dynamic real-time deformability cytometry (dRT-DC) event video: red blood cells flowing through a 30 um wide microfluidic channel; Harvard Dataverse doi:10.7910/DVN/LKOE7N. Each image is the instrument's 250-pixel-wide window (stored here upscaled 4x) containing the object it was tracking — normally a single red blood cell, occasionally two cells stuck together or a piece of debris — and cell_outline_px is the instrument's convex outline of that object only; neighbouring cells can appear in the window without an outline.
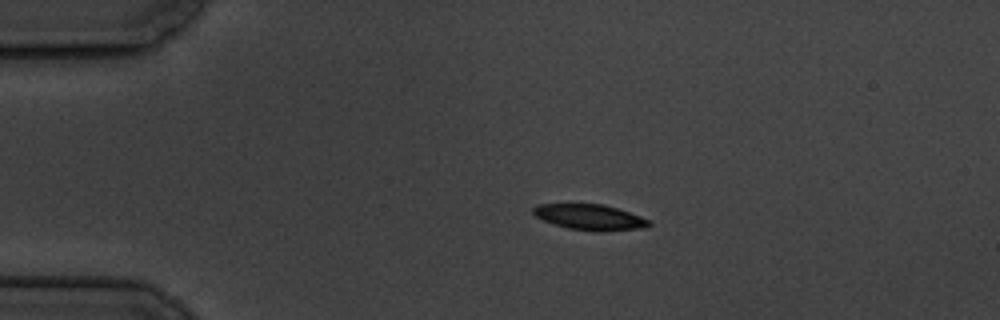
{"species": "common noctule bat (a hibernating species)", "species_latin": "Nyctalus noctula", "temperature_condition": "cold", "stored_images_in_passage": 5, "camera_frame_rate_fps": 3000, "um_per_image_px": 0.085, "animal": {"sex": "male", "body_mass_g": 19.5, "forearm_length_mm": 54.6}, "frame": {"image": 1, "passage_image": 1, "time_ms": 0.0, "image_size_px": [1000, 320], "cell_outline_px": [[652, 224], [648, 228], [600, 232], [596, 232], [568, 228], [544, 220], [536, 216], [532, 212], [532, 208], [536, 204], [604, 204], [652, 220]], "centroid_in_image_um": [50.2, 18.47], "position_along_channel_um": 34.8, "area_um2": 17.46}}
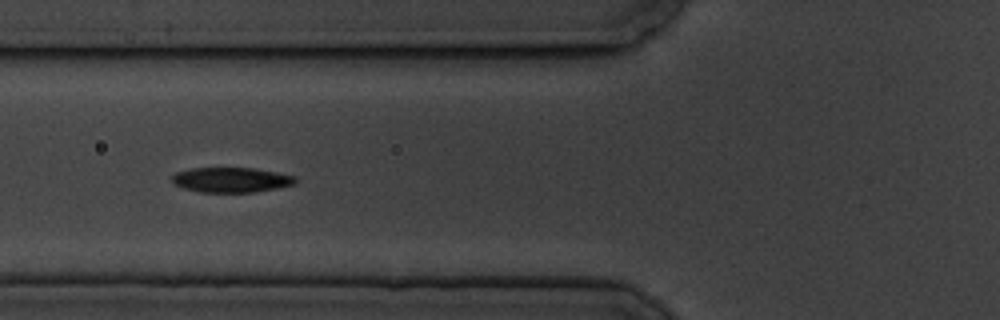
{"frame": {"image": 2, "passage_image": 4, "time_ms": 3.333, "image_size_px": [1000, 320], "cell_outline_px": [[300, 180], [296, 184], [256, 192], [200, 192], [184, 188], [176, 184], [172, 180], [172, 176], [176, 172], [192, 168], [252, 168], [276, 172], [296, 176]], "centroid_in_image_um": [19.71, 15.29], "position_along_channel_um": 106.1, "area_um2": 17.98}}
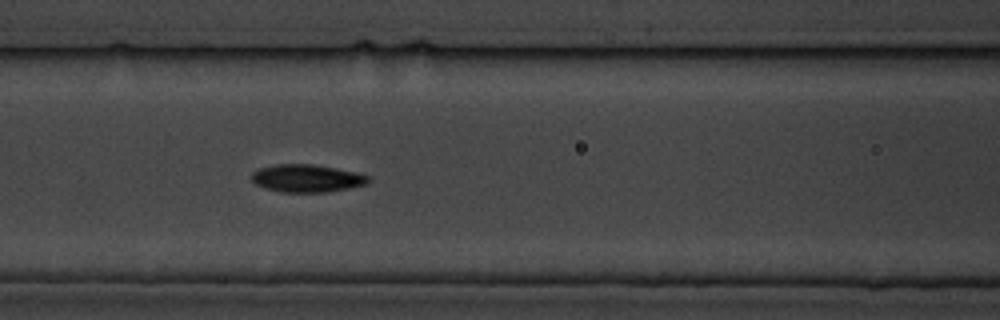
{"frame": {"image": 3, "passage_image": 5, "time_ms": 4.333, "image_size_px": [1000, 320], "cell_outline_px": [[372, 180], [368, 184], [328, 192], [280, 192], [264, 188], [256, 184], [252, 180], [252, 172], [256, 168], [276, 164], [312, 164], [336, 168], [356, 172], [368, 176]], "centroid_in_image_um": [26.07, 15.15], "position_along_channel_um": 140.5, "area_um2": 19.02}}